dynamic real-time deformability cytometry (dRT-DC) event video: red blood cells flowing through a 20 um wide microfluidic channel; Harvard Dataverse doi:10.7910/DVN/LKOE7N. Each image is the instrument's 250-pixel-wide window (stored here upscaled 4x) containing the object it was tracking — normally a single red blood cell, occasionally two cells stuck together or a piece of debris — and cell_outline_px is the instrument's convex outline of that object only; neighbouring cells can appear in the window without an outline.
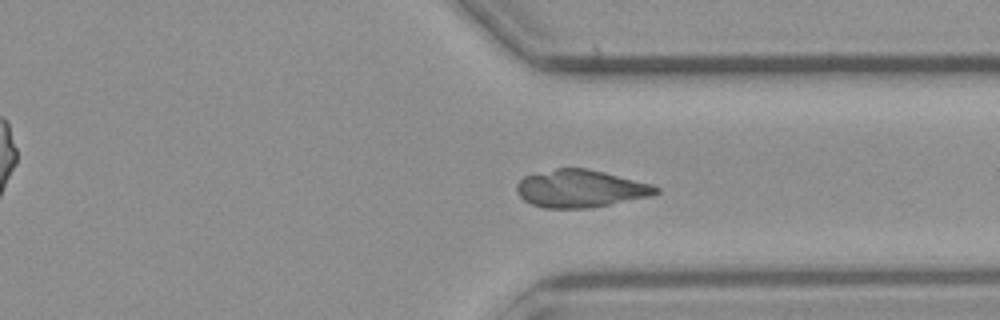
{"species": "common noctule bat (a hibernating species)", "species_latin": "Nyctalus noctula", "temperature_condition": "cold", "stored_images_in_passage": 41, "camera_frame_rate_fps": 3000, "um_per_image_px": 0.085, "animal": {"sex": "male", "body_mass_g": 23.1, "forearm_length_mm": 52.7}, "frame": {"image": 1, "passage_image": 28, "time_ms": 9.0, "image_size_px": [1000, 320], "cell_outline_px": [[660, 192], [652, 196], [588, 208], [544, 208], [532, 204], [524, 200], [516, 192], [516, 184], [524, 176], [556, 168], [588, 168], [652, 184], [660, 188]], "centroid_in_image_um": [49.34, 16.03], "position_along_channel_um": 362.1, "area_um2": 30.46}}